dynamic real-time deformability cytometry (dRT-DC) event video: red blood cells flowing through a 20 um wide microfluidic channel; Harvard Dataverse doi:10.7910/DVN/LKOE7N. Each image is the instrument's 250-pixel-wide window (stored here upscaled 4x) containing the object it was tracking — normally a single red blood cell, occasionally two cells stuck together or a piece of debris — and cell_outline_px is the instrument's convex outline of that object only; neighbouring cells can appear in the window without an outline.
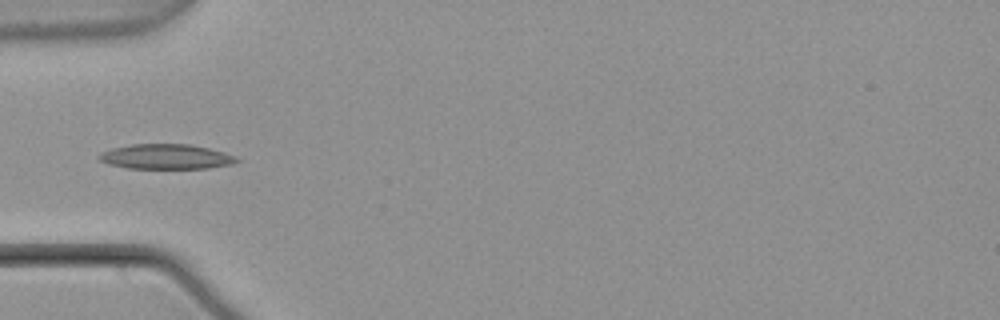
{"species": "common noctule bat (a hibernating species)", "species_latin": "Nyctalus noctula", "temperature_condition": "warm", "stored_images_in_passage": 3, "camera_frame_rate_fps": 3000, "um_per_image_px": 0.085, "animal": {"sex": "male", "body_mass_g": 21.5, "forearm_length_mm": 52.0}, "frame": {"image": 1, "passage_image": 3, "time_ms": 0.667, "image_size_px": [1000, 320], "cell_outline_px": [[240, 160], [232, 164], [208, 168], [128, 168], [108, 164], [100, 160], [96, 156], [112, 148], [132, 144], [188, 144], [208, 148], [224, 152], [236, 156]], "centroid_in_image_um": [14.12, 13.31], "position_along_channel_um": 70.9, "area_um2": 19.88}}